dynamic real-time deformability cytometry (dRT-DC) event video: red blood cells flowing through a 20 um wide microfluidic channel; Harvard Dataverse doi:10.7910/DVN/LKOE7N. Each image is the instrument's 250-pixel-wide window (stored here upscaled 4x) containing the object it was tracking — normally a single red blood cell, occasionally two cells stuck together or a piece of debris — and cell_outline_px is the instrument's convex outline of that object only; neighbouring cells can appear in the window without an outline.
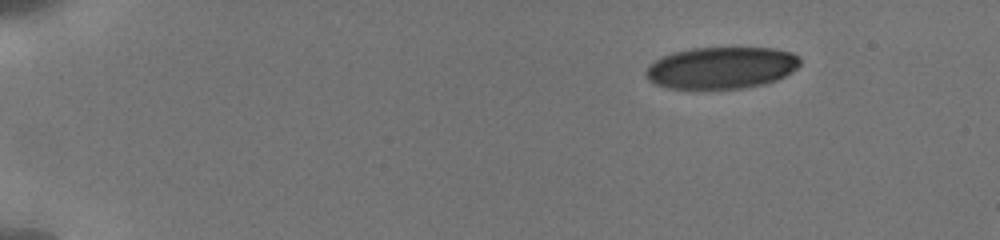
{"species": "human", "species_latin": "Homo sapiens", "temperature_condition": "cold", "stored_images_in_passage": 51, "camera_frame_rate_fps": 3000, "um_per_image_px": 0.085, "donor": {"sex": "male"}, "frame": {"image": 1, "passage_image": 1, "time_ms": 0.0, "image_size_px": [1000, 240], "cell_outline_px": [[800, 64], [792, 72], [776, 80], [764, 84], [740, 88], [668, 88], [656, 84], [648, 80], [644, 72], [648, 64], [664, 56], [676, 52], [692, 48], [776, 48], [792, 52], [800, 60]], "centroid_in_image_um": [61.31, 5.76], "position_along_channel_um": 23.7, "area_um2": 37.4}}
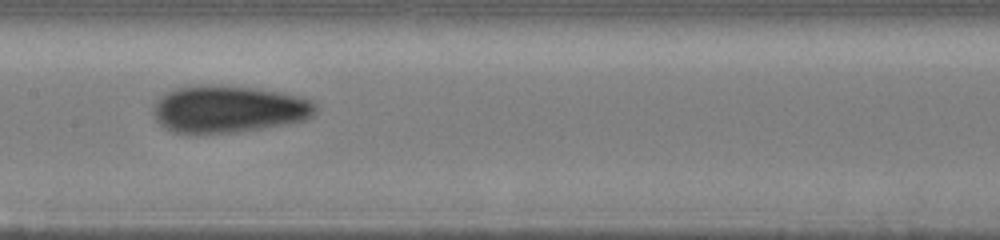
{"frame": {"image": 2, "passage_image": 23, "time_ms": 7.333, "image_size_px": [1000, 240], "cell_outline_px": [[320, 108], [312, 116], [304, 120], [284, 124], [236, 132], [196, 136], [172, 132], [164, 128], [156, 120], [152, 112], [152, 108], [156, 100], [160, 96], [176, 88], [196, 84], [212, 84], [252, 88], [280, 92], [312, 100]], "centroid_in_image_um": [19.36, 9.29], "position_along_channel_um": 188.0, "area_um2": 45.43}}
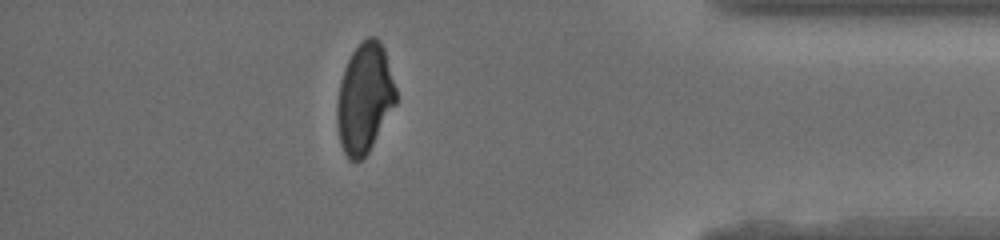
{"frame": {"image": 3, "passage_image": 42, "time_ms": 13.667, "image_size_px": [1000, 240], "cell_outline_px": [[396, 104], [368, 152], [360, 160], [348, 160], [340, 144], [336, 124], [336, 104], [340, 84], [344, 68], [352, 52], [368, 36], [376, 36], [380, 40], [384, 48], [396, 88]], "centroid_in_image_um": [30.97, 8.35], "position_along_channel_um": 404.2, "area_um2": 37.63}, "authors_computed_cell_mechanics": {"area_um2": 40.9224, "velocity_mm_per_s": 3.8531, "shape_relaxation_time_tau1_ms": 6.9809, "shape_relaxation_time_tau2_ms": 2.2726, "deformation_change_tau1": 0.1573, "deformation_change_tau2": 0.0796}}